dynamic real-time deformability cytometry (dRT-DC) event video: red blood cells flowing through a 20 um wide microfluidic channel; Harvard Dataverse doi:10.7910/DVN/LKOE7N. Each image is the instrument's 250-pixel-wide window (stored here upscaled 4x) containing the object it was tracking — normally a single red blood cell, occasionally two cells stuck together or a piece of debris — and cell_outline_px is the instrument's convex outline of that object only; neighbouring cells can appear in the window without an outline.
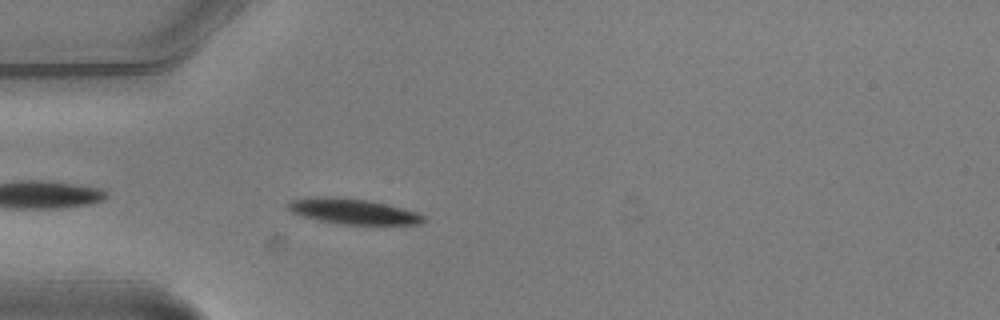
{"species": "common noctule bat (a hibernating species)", "species_latin": "Nyctalus noctula", "temperature_condition": "warm", "stored_images_in_passage": 3, "camera_frame_rate_fps": 3000, "um_per_image_px": 0.085, "animal": {"sex": "male", "body_mass_g": 20.5, "forearm_length_mm": 52.5}, "frame": {"image": 1, "passage_image": 3, "time_ms": 0.667, "image_size_px": [1000, 320], "cell_outline_px": [[428, 220], [420, 224], [340, 224], [316, 220], [292, 212], [284, 204], [288, 200], [316, 196], [340, 196], [372, 200], [416, 212], [424, 216]], "centroid_in_image_um": [29.96, 17.94], "position_along_channel_um": 55.0, "area_um2": 20.46}}